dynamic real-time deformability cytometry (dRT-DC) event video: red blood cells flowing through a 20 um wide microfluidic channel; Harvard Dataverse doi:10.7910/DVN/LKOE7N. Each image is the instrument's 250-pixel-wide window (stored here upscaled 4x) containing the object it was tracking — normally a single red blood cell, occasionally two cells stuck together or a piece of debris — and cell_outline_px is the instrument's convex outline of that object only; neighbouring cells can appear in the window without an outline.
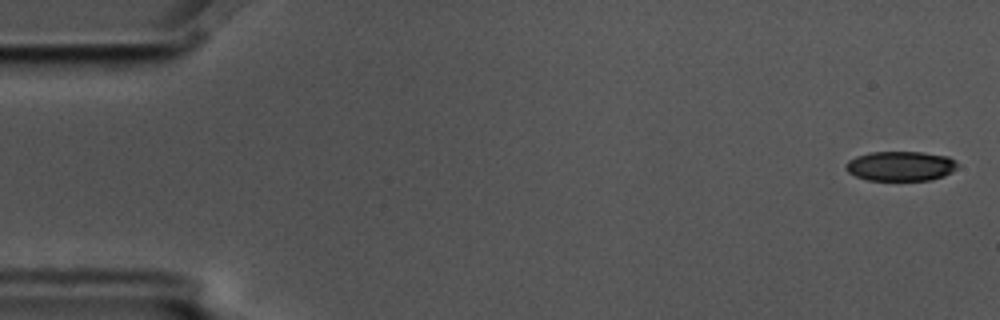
{"species": "common noctule bat (a hibernating species)", "species_latin": "Nyctalus noctula", "temperature_condition": "cold", "stored_images_in_passage": 4, "camera_frame_rate_fps": 3000, "um_per_image_px": 0.085, "animal": {"sex": "male", "body_mass_g": 17.5, "forearm_length_mm": 52.3}, "frame": {"image": 1, "passage_image": 1, "time_ms": 0.0, "image_size_px": [1000, 320], "cell_outline_px": [[960, 164], [952, 172], [944, 176], [932, 180], [868, 180], [856, 176], [848, 172], [844, 164], [848, 160], [856, 156], [868, 152], [924, 152], [948, 156]], "centroid_in_image_um": [76.56, 14.11], "position_along_channel_um": 8.4, "area_um2": 19.54}}